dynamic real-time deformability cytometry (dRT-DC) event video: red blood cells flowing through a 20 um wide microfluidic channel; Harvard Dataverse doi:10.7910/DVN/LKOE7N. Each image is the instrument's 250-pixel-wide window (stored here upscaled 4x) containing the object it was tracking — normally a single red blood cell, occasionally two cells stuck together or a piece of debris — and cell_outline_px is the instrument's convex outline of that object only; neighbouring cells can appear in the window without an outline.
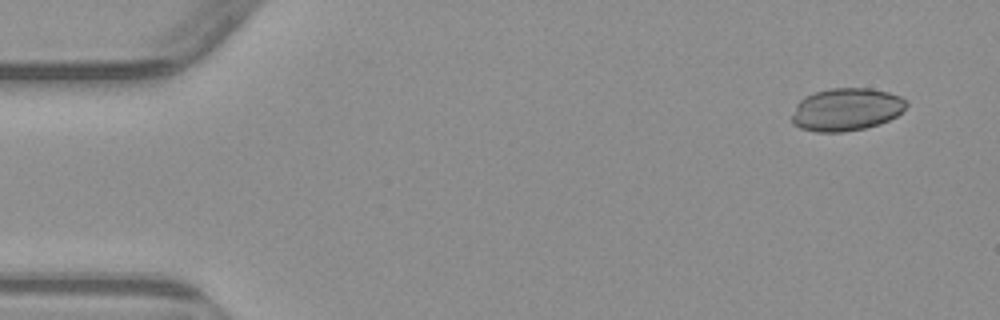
{"species": "common noctule bat (a hibernating species)", "species_latin": "Nyctalus noctula", "temperature_condition": "warm", "stored_images_in_passage": 5, "camera_frame_rate_fps": 3000, "um_per_image_px": 0.085, "animal": {"sex": "male", "body_mass_g": 23.1, "forearm_length_mm": 52.7}, "frame": {"image": 1, "passage_image": 1, "time_ms": 0.0, "image_size_px": [1000, 320], "cell_outline_px": [[908, 104], [896, 116], [880, 124], [864, 128], [844, 132], [816, 132], [800, 128], [792, 124], [792, 116], [796, 104], [804, 96], [828, 88], [872, 88], [888, 92], [900, 96], [908, 100]], "centroid_in_image_um": [71.93, 9.3], "position_along_channel_um": 13.1, "area_um2": 28.67}}